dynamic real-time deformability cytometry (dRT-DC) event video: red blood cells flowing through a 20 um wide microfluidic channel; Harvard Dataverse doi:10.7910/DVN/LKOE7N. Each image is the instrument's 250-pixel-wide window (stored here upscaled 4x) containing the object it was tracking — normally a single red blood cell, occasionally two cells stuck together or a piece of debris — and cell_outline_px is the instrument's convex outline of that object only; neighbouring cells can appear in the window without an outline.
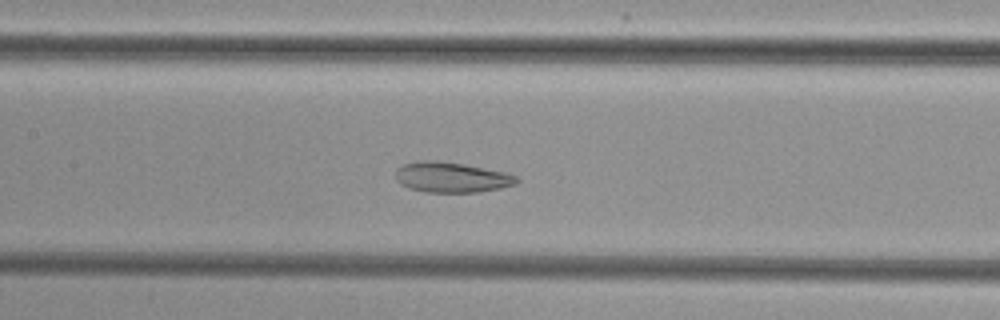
{"species": "common noctule bat (a hibernating species)", "species_latin": "Nyctalus noctula", "temperature_condition": "cold", "stored_images_in_passage": 47, "camera_frame_rate_fps": 3000, "um_per_image_px": 0.085, "animal": {"sex": "female", "body_mass_g": 29.2, "forearm_length_mm": 56.3}, "frame": {"image": 1, "passage_image": 20, "time_ms": 6.333, "image_size_px": [1000, 320], "cell_outline_px": [[520, 180], [516, 184], [500, 188], [480, 192], [424, 192], [408, 188], [400, 184], [396, 180], [396, 168], [404, 164], [424, 160], [436, 160], [464, 164], [504, 172], [516, 176]], "centroid_in_image_um": [38.36, 15.07], "position_along_channel_um": 169.0, "area_um2": 21.44}}
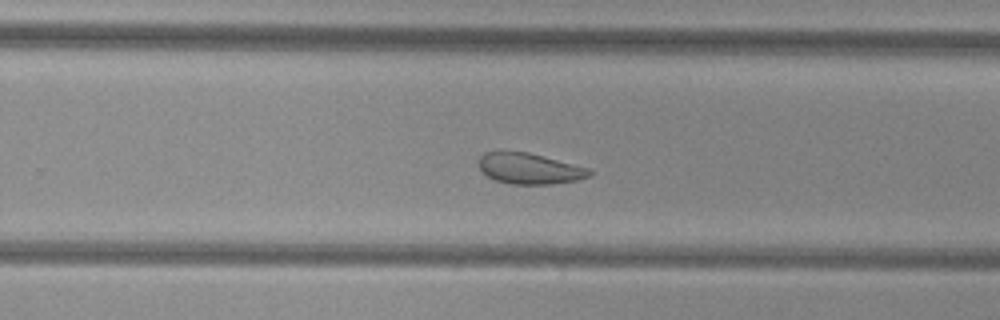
{"frame": {"image": 2, "passage_image": 29, "time_ms": 9.333, "image_size_px": [1000, 320], "cell_outline_px": [[592, 176], [576, 180], [552, 184], [508, 184], [496, 180], [488, 176], [476, 164], [476, 160], [484, 152], [496, 148], [504, 148], [528, 152], [592, 168]], "centroid_in_image_um": [44.95, 14.27], "position_along_channel_um": 284.8, "area_um2": 20.87}}
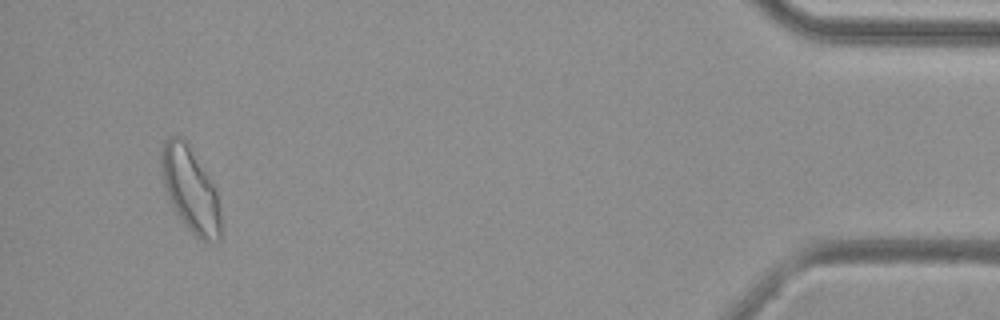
{"frame": {"image": 3, "passage_image": 45, "time_ms": 14.667, "image_size_px": [1000, 320], "cell_outline_px": [[220, 240], [216, 244], [208, 244], [196, 236], [188, 228], [176, 212], [168, 196], [160, 172], [160, 148], [164, 140], [168, 136], [180, 136], [184, 140], [208, 176], [216, 192], [220, 216]], "centroid_in_image_um": [16.15, 16.13], "position_along_channel_um": 419.0, "area_um2": 28.96}}